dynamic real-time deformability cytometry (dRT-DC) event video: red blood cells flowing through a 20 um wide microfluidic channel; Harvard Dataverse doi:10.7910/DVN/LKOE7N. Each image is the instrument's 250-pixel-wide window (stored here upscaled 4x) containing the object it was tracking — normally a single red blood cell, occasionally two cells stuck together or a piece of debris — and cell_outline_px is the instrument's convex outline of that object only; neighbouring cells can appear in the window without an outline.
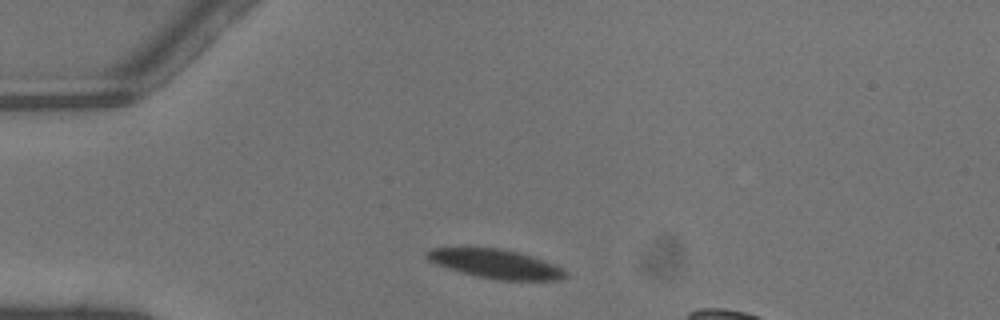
{"species": "common noctule bat (a hibernating species)", "species_latin": "Nyctalus noctula", "temperature_condition": "warm", "stored_images_in_passage": 29, "camera_frame_rate_fps": 3000, "um_per_image_px": 0.085, "animal": {"sex": "male", "body_mass_g": 13.3}, "frame": {"image": 1, "passage_image": 1, "time_ms": 0.0, "image_size_px": [1000, 320], "cell_outline_px": [[568, 272], [564, 276], [556, 280], [496, 280], [476, 276], [448, 268], [428, 260], [428, 252], [432, 248], [500, 248], [516, 252], [552, 264]], "centroid_in_image_um": [42.11, 22.44], "position_along_channel_um": 42.9, "area_um2": 22.66}}
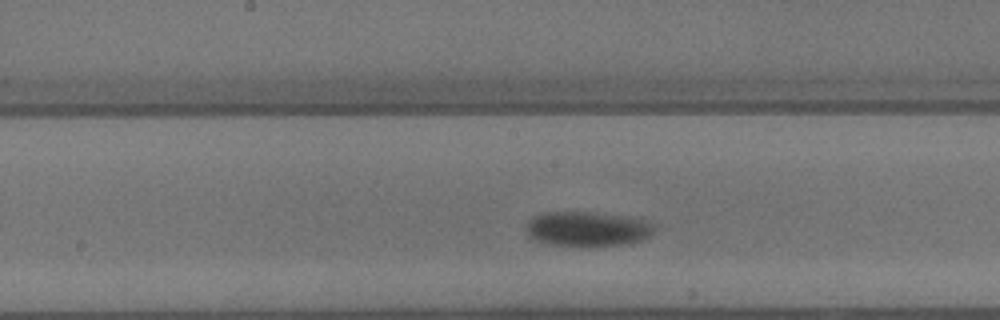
{"frame": {"image": 2, "passage_image": 14, "time_ms": 4.333, "image_size_px": [1000, 320], "cell_outline_px": [[652, 232], [648, 236], [640, 240], [620, 244], [552, 244], [528, 236], [528, 224], [536, 216], [544, 212], [592, 212], [620, 216], [640, 220], [648, 224], [652, 228]], "centroid_in_image_um": [49.88, 19.43], "position_along_channel_um": 198.3, "area_um2": 24.22}}
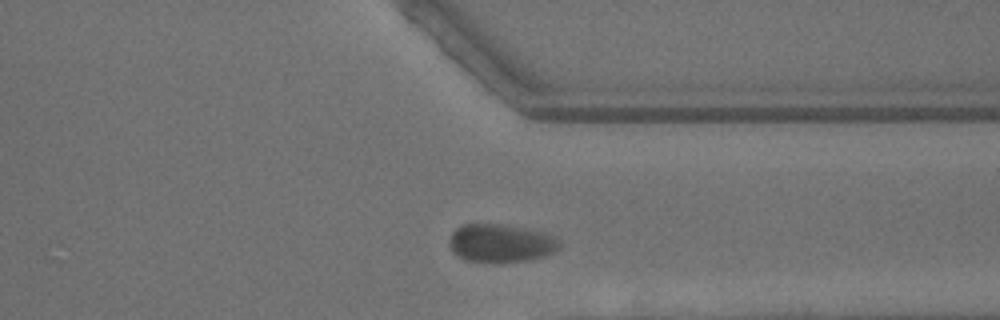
{"frame": {"image": 3, "passage_image": 26, "time_ms": 8.333, "image_size_px": [1000, 320], "cell_outline_px": [[560, 248], [556, 252], [544, 256], [524, 260], [464, 260], [452, 248], [452, 232], [460, 224], [496, 224], [524, 228], [544, 232], [560, 240]], "centroid_in_image_um": [42.64, 20.63], "position_along_channel_um": 368.8, "area_um2": 23.58}}